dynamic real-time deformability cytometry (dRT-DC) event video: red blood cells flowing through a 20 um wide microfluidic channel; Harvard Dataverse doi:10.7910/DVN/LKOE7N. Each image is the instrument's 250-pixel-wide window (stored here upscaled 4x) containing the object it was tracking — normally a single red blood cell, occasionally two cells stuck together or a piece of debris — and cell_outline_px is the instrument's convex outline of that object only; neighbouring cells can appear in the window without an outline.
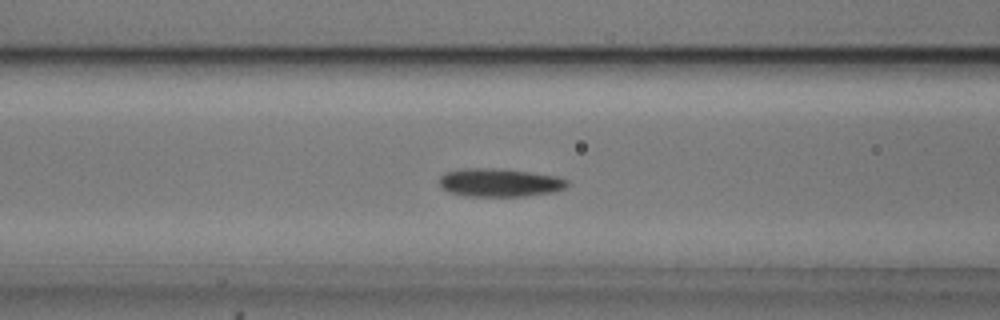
{"species": "common noctule bat (a hibernating species)", "species_latin": "Nyctalus noctula", "temperature_condition": "cold", "stored_images_in_passage": 31, "camera_frame_rate_fps": 3000, "um_per_image_px": 0.085, "animal": {"sex": "male", "body_mass_g": 20.5, "forearm_length_mm": 52.5}, "frame": {"image": 1, "passage_image": 11, "time_ms": 3.333, "image_size_px": [1000, 320], "cell_outline_px": [[568, 184], [564, 188], [552, 192], [524, 196], [464, 196], [448, 192], [440, 184], [440, 176], [444, 172], [464, 168], [492, 168], [528, 172], [556, 176], [568, 180]], "centroid_in_image_um": [42.43, 15.52], "position_along_channel_um": 124.2, "area_um2": 20.92}}
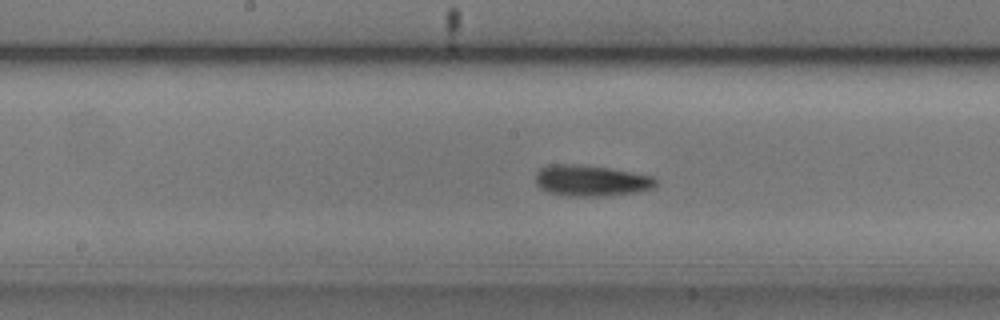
{"frame": {"image": 2, "passage_image": 17, "time_ms": 5.333, "image_size_px": [1000, 320], "cell_outline_px": [[656, 184], [652, 188], [636, 192], [604, 196], [568, 196], [548, 192], [540, 188], [536, 184], [536, 172], [540, 168], [548, 164], [576, 164], [608, 168], [632, 172], [652, 176], [656, 180]], "centroid_in_image_um": [50.19, 15.35], "position_along_channel_um": 198.0, "area_um2": 21.73}}
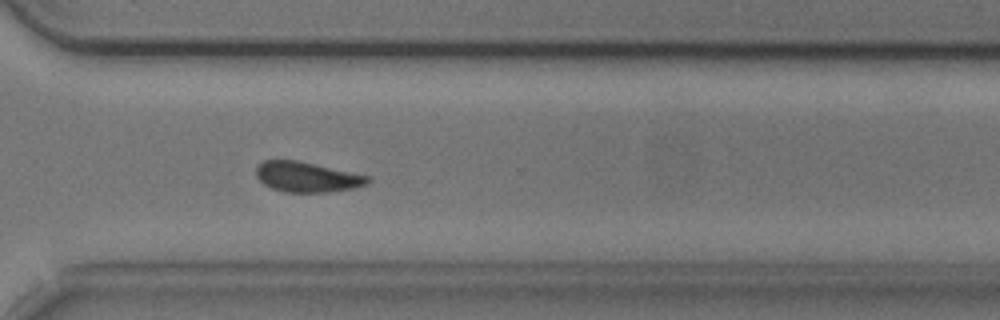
{"frame": {"image": 3, "passage_image": 29, "time_ms": 9.333, "image_size_px": [1000, 320], "cell_outline_px": [[372, 180], [368, 184], [352, 188], [328, 192], [284, 192], [272, 188], [264, 184], [256, 176], [256, 168], [264, 160], [296, 160], [372, 176]], "centroid_in_image_um": [26.13, 15.04], "position_along_channel_um": 344.5, "area_um2": 19.65}, "authors_computed_cell_mechanics": {"area_um2": 20.6346, "velocity_mm_per_s": 3.6761, "shape_relaxation_time_tau1_ms": 2.045, "shape_relaxation_time_tau2_ms": 5.3107, "deformation_change_tau1": 0.1005, "deformation_change_tau2": 0.111}}